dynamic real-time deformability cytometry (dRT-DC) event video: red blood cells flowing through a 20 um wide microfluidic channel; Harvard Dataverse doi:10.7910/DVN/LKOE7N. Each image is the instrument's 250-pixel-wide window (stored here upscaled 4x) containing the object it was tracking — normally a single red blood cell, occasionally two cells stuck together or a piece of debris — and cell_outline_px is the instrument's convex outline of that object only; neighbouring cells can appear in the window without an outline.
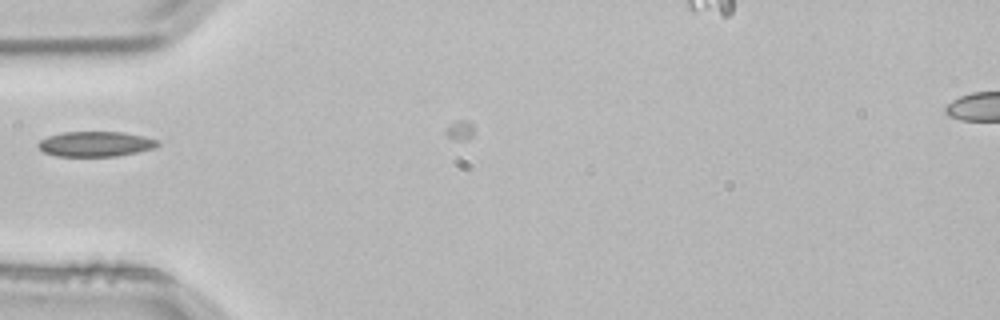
{"species": "common noctule bat (a hibernating species)", "species_latin": "Nyctalus noctula", "temperature_condition": "room temperature", "stored_images_in_passage": 1, "camera_frame_rate_fps": 3000, "um_per_image_px": 0.085, "animal": {"sex": "male", "body_mass_g": 21.5, "forearm_length_mm": 52.0}, "frame": {"image": 1, "passage_image": 1, "time_ms": 0.0, "image_size_px": [1000, 320], "cell_outline_px": [[160, 144], [152, 148], [136, 152], [116, 156], [56, 156], [44, 152], [36, 144], [40, 140], [48, 136], [64, 132], [124, 132], [144, 136], [160, 140]], "centroid_in_image_um": [8.12, 12.23], "position_along_channel_um": 76.9, "area_um2": 17.46}}